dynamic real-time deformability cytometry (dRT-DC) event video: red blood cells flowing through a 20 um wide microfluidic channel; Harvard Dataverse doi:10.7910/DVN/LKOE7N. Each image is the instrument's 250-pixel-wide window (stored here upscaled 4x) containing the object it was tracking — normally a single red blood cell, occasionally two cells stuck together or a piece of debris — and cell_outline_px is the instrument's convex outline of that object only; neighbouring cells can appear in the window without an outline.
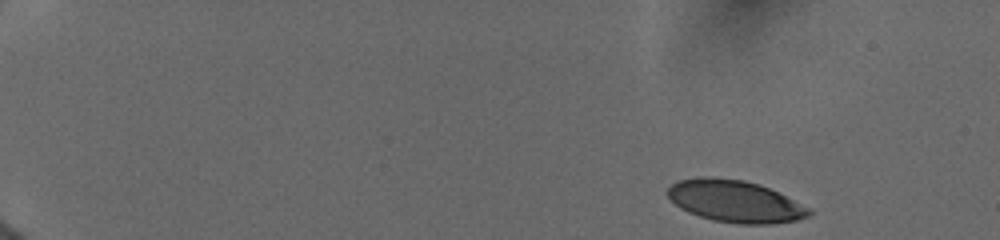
{"species": "human", "species_latin": "Homo sapiens", "temperature_condition": "cold", "stored_images_in_passage": 24, "camera_frame_rate_fps": 3000, "um_per_image_px": 0.085, "donor": {"sex": "female"}, "frame": {"image": 1, "passage_image": 1, "time_ms": 0.0, "image_size_px": [1000, 240], "cell_outline_px": [[812, 212], [808, 216], [796, 220], [772, 224], [740, 224], [712, 220], [688, 212], [680, 208], [668, 196], [668, 188], [676, 180], [704, 176], [712, 176], [744, 180], [768, 188], [812, 208]], "centroid_in_image_um": [62.48, 17.11], "position_along_channel_um": 22.5, "area_um2": 34.56}}
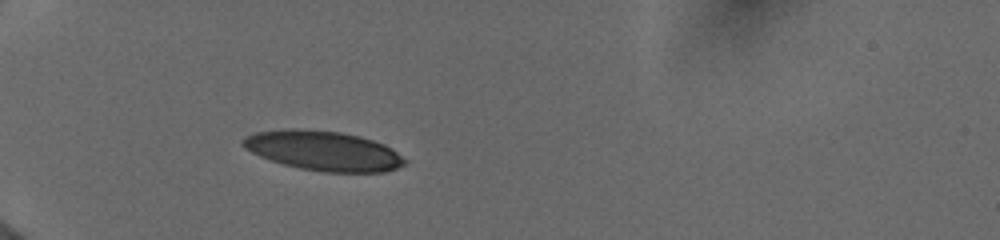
{"frame": {"image": 2, "passage_image": 16, "time_ms": 4.0, "image_size_px": [1000, 240], "cell_outline_px": [[408, 164], [384, 172], [324, 172], [300, 168], [284, 164], [260, 156], [244, 148], [240, 144], [240, 140], [244, 136], [256, 132], [284, 128], [300, 128], [340, 132], [360, 136], [384, 144], [392, 148], [408, 160]], "centroid_in_image_um": [27.49, 12.8], "position_along_channel_um": 57.5, "area_um2": 37.74}}
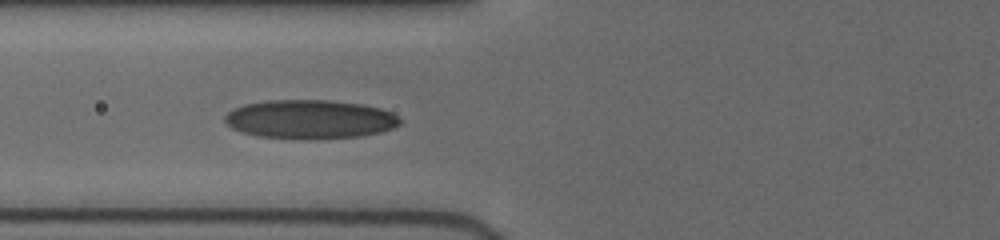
{"frame": {"image": 3, "passage_image": 23, "time_ms": 5.667, "image_size_px": [1000, 240], "cell_outline_px": [[400, 124], [392, 128], [380, 132], [360, 136], [316, 140], [304, 140], [260, 136], [240, 132], [232, 128], [224, 120], [224, 116], [228, 112], [244, 104], [268, 100], [328, 100], [360, 104], [380, 108], [392, 112], [400, 120]], "centroid_in_image_um": [26.33, 10.15], "position_along_channel_um": 99.5, "area_um2": 39.88}}